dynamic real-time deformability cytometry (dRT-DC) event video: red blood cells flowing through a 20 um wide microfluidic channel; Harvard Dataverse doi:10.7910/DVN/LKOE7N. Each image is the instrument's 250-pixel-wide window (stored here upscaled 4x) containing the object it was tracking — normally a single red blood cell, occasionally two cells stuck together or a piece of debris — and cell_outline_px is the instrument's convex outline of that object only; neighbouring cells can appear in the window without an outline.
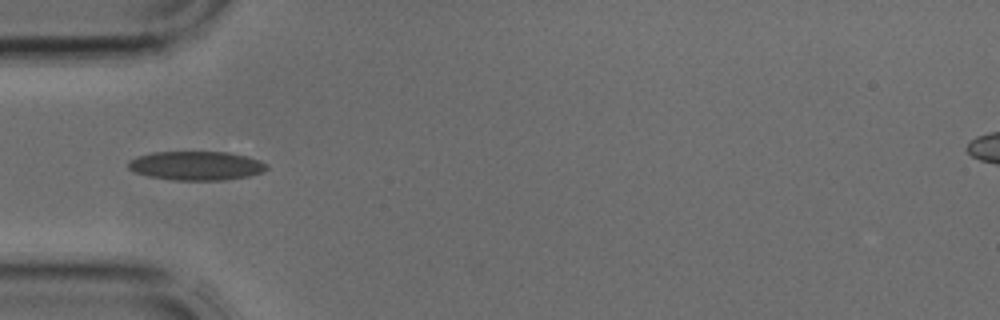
{"species": "common noctule bat (a hibernating species)", "species_latin": "Nyctalus noctula", "temperature_condition": "cold", "stored_images_in_passage": 3, "camera_frame_rate_fps": 3000, "um_per_image_px": 0.085, "animal": {"sex": "male", "body_mass_g": 17.9, "forearm_length_mm": 54.2}, "frame": {"image": 1, "passage_image": 3, "time_ms": 0.667, "image_size_px": [1000, 320], "cell_outline_px": [[268, 168], [264, 172], [248, 176], [220, 180], [176, 180], [148, 176], [136, 172], [128, 168], [128, 160], [136, 156], [152, 152], [228, 152], [248, 156], [260, 160], [268, 164]], "centroid_in_image_um": [16.7, 14.07], "position_along_channel_um": 68.3, "area_um2": 23.47}}